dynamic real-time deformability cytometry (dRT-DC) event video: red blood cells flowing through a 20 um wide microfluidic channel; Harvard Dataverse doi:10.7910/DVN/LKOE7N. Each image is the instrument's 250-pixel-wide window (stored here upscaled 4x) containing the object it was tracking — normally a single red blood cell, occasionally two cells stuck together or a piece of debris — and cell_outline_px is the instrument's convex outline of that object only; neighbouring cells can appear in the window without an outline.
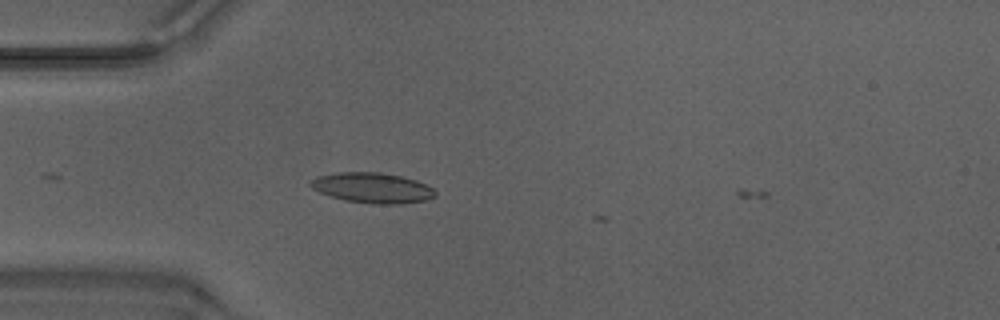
{"species": "Egyptian fruit bat (a non-hibernating species)", "species_latin": "Rousettus aegyptiacus", "temperature_condition": "warm", "stored_images_in_passage": 2, "camera_frame_rate_fps": 3000, "um_per_image_px": 0.085, "animal": {"sex": "male"}, "frame": {"image": 1, "passage_image": 1, "time_ms": 0.0, "image_size_px": [1000, 320], "cell_outline_px": [[436, 196], [424, 200], [400, 204], [376, 204], [344, 200], [320, 192], [312, 188], [308, 184], [316, 176], [336, 172], [380, 172], [400, 176], [416, 180], [432, 188], [436, 192]], "centroid_in_image_um": [31.63, 15.96], "position_along_channel_um": 53.4, "area_um2": 21.91}}